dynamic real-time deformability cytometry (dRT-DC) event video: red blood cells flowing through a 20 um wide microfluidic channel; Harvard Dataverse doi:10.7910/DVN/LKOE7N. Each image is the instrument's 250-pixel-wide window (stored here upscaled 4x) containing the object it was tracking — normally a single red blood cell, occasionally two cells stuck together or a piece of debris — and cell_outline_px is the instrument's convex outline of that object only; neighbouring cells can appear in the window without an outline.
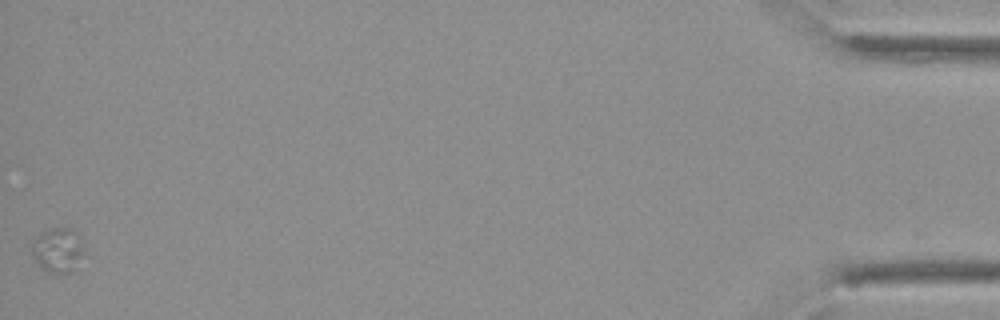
{"species": "Egyptian fruit bat (a non-hibernating species)", "species_latin": "Rousettus aegyptiacus", "temperature_condition": "cold", "stored_images_in_passage": 43, "camera_frame_rate_fps": 3000, "um_per_image_px": 0.085, "animal": {"sex": "female"}, "frame": {"image": 1, "passage_image": 43, "time_ms": 14.0, "image_size_px": [1000, 320], "cell_outline_px": [[84, 252], [76, 272], [48, 272], [40, 268], [32, 256], [32, 240], [40, 232], [52, 228], [72, 228], [80, 236], [84, 248]], "centroid_in_image_um": [4.93, 21.26], "position_along_channel_um": 430.3, "area_um2": 13.99}}